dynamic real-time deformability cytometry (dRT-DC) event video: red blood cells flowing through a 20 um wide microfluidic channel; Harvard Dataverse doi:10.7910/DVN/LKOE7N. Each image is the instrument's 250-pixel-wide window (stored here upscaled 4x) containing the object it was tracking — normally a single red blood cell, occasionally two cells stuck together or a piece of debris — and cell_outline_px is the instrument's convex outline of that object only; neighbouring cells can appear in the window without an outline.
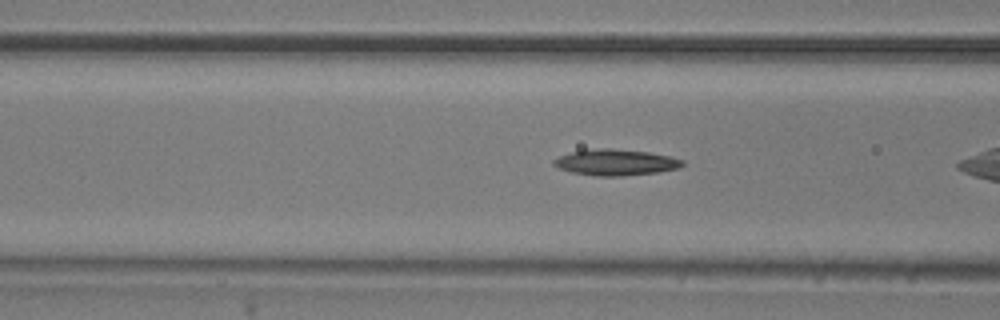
{"species": "common noctule bat (a hibernating species)", "species_latin": "Nyctalus noctula", "temperature_condition": "room temperature", "stored_images_in_passage": 5, "camera_frame_rate_fps": 3000, "um_per_image_px": 0.085, "animal": {"sex": "male", "body_mass_g": 20.5, "forearm_length_mm": 52.5}, "frame": {"image": 1, "passage_image": 5, "time_ms": 1.333, "image_size_px": [1000, 320], "cell_outline_px": [[684, 164], [680, 168], [660, 172], [620, 176], [596, 176], [572, 172], [560, 168], [552, 164], [552, 160], [560, 156], [572, 152], [600, 148], [612, 148], [648, 152], [668, 156], [684, 160]], "centroid_in_image_um": [52.36, 13.8], "position_along_channel_um": 114.2, "area_um2": 19.48}}